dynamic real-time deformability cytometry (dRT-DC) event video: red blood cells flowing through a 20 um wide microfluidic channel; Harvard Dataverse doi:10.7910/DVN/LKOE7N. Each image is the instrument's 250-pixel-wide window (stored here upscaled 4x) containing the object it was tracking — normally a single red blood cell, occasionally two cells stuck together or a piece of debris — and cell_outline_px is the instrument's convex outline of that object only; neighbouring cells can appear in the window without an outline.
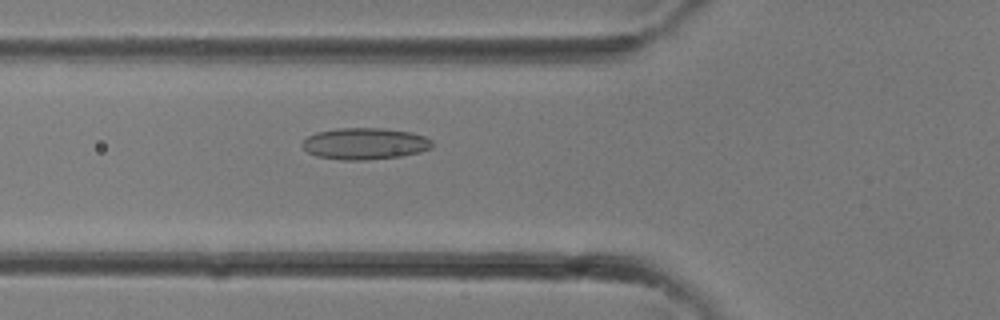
{"species": "common noctule bat (a hibernating species)", "species_latin": "Nyctalus noctula", "temperature_condition": "room temperature", "stored_images_in_passage": 28, "camera_frame_rate_fps": 3000, "um_per_image_px": 0.085, "animal": {"sex": "female"}, "frame": {"image": 1, "passage_image": 7, "time_ms": 2.0, "image_size_px": [1000, 320], "cell_outline_px": [[432, 148], [420, 152], [400, 156], [368, 160], [340, 160], [316, 156], [308, 152], [300, 144], [308, 136], [316, 132], [336, 128], [384, 128], [412, 132], [424, 136], [432, 140]], "centroid_in_image_um": [31.01, 12.21], "position_along_channel_um": 94.8, "area_um2": 24.1}}
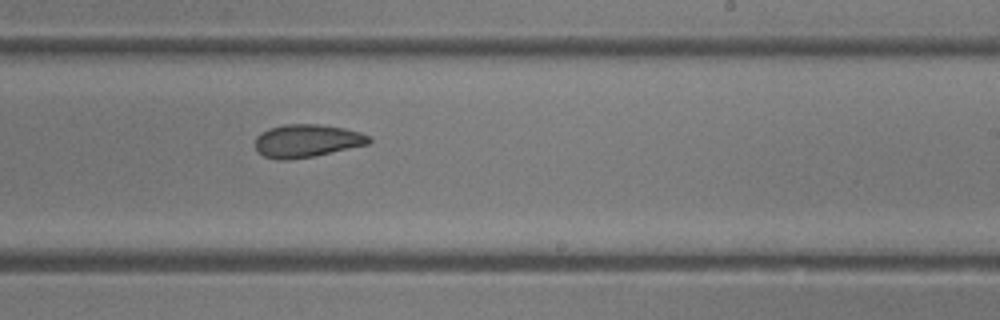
{"frame": {"image": 2, "passage_image": 15, "time_ms": 4.667, "image_size_px": [1000, 320], "cell_outline_px": [[372, 140], [368, 144], [312, 156], [288, 160], [276, 160], [264, 156], [256, 148], [256, 136], [260, 132], [268, 128], [284, 124], [320, 124], [344, 128], [360, 132], [368, 136]], "centroid_in_image_um": [26.05, 11.96], "position_along_channel_um": 262.9, "area_um2": 21.73}}
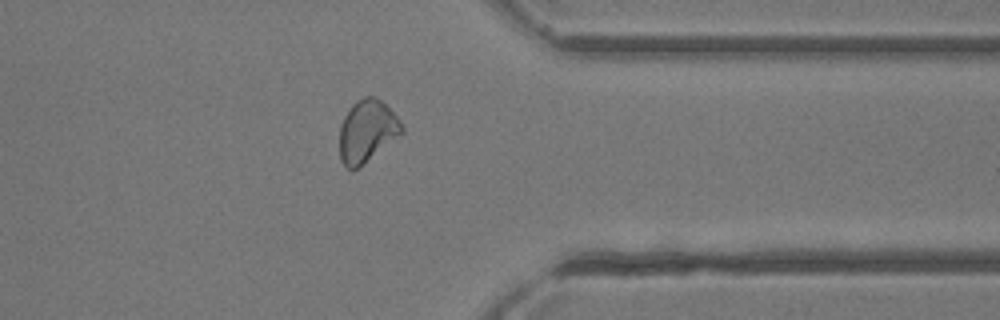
{"frame": {"image": 3, "passage_image": 21, "time_ms": 6.667, "image_size_px": [1000, 320], "cell_outline_px": [[404, 132], [352, 172], [340, 160], [340, 124], [344, 116], [352, 104], [356, 100], [364, 96], [376, 96], [396, 116], [404, 128]], "centroid_in_image_um": [31.17, 11.13], "position_along_channel_um": 380.2, "area_um2": 22.37}}